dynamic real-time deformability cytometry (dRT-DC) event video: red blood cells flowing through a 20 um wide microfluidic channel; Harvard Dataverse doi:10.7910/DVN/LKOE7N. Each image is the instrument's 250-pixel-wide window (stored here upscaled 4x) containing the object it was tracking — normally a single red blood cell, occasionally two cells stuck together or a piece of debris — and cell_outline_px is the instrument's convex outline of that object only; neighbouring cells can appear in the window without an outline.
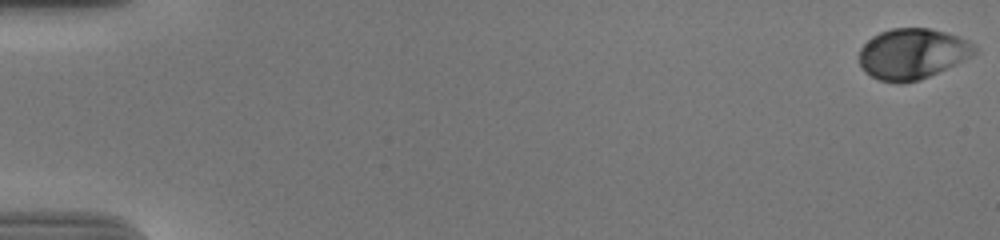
{"species": "human", "species_latin": "Homo sapiens", "temperature_condition": "cold", "stored_images_in_passage": 57, "camera_frame_rate_fps": 3000, "um_per_image_px": 0.085, "donor": {"sex": "male"}, "frame": {"image": 1, "passage_image": 1, "time_ms": 0.0, "image_size_px": [1000, 240], "cell_outline_px": [[976, 52], [972, 56], [956, 64], [920, 80], [904, 84], [900, 84], [880, 80], [864, 72], [860, 64], [860, 48], [872, 36], [880, 32], [892, 28], [928, 28], [944, 32], [968, 40], [976, 44]], "centroid_in_image_um": [77.55, 4.58], "position_along_channel_um": 7.4, "area_um2": 34.1}}
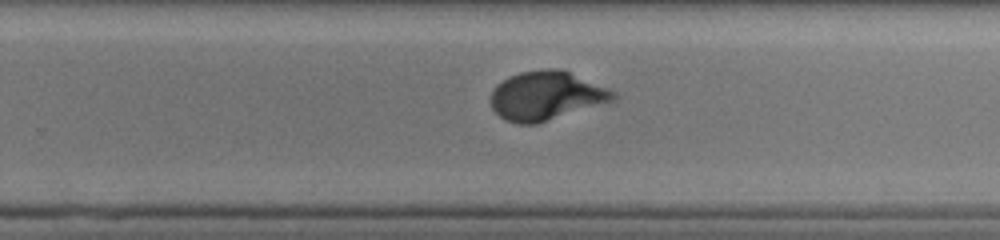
{"frame": {"image": 2, "passage_image": 38, "time_ms": 12.333, "image_size_px": [1000, 240], "cell_outline_px": [[620, 96], [616, 100], [536, 124], [516, 124], [504, 120], [492, 108], [492, 92], [496, 84], [508, 76], [520, 72], [548, 68], [552, 68], [568, 72], [608, 88], [616, 92]], "centroid_in_image_um": [46.43, 8.15], "position_along_channel_um": 283.4, "area_um2": 34.8}}
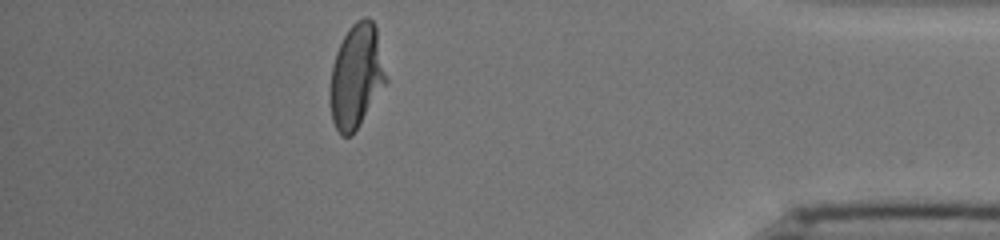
{"frame": {"image": 3, "passage_image": 51, "time_ms": 16.667, "image_size_px": [1000, 240], "cell_outline_px": [[388, 80], [360, 124], [352, 136], [340, 136], [332, 120], [332, 64], [336, 52], [348, 28], [356, 20], [364, 16], [368, 16], [372, 20], [376, 28]], "centroid_in_image_um": [30.32, 6.45], "position_along_channel_um": 404.9, "area_um2": 33.41}, "authors_computed_cell_mechanics": {"area_um2": 34.2176, "velocity_mm_per_s": 3.6813, "shape_relaxation_time_tau1_ms": 3.3155, "shape_relaxation_time_tau2_ms": null, "deformation_change_tau1": 0.1524, "deformation_change_tau2": null}}